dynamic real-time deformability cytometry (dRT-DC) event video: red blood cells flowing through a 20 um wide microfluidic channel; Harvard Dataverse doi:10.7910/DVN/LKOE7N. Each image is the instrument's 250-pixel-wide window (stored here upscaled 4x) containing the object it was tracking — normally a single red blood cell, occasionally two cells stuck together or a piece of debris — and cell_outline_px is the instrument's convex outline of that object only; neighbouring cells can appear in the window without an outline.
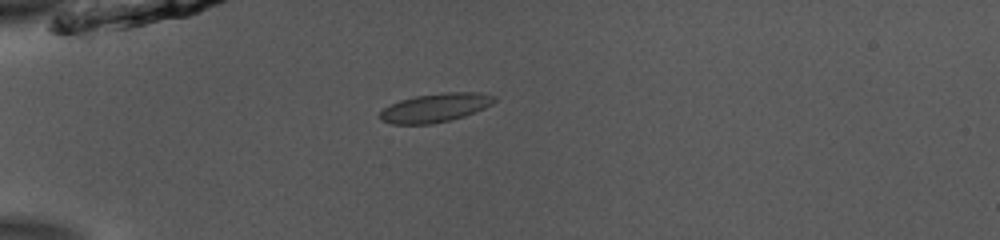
{"species": "common noctule bat (a hibernating species)", "species_latin": "Nyctalus noctula", "temperature_condition": "room temperature", "stored_images_in_passage": 38, "camera_frame_rate_fps": 3000, "um_per_image_px": 0.085, "animal": {"sex": "male", "body_mass_g": 13.0, "forearm_length_mm": 53.1}, "frame": {"image": 1, "passage_image": 1, "time_ms": 0.0, "image_size_px": [1000, 240], "cell_outline_px": [[496, 100], [492, 104], [484, 108], [464, 116], [432, 124], [392, 124], [380, 120], [380, 112], [384, 108], [400, 100], [416, 96], [444, 92], [480, 92], [496, 96]], "centroid_in_image_um": [37.01, 9.15], "position_along_channel_um": 48.0, "area_um2": 19.07}}
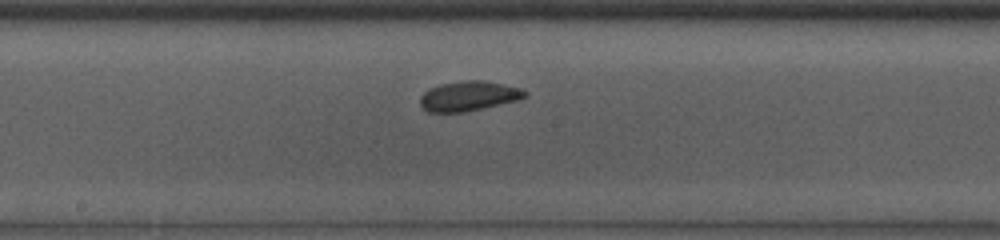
{"frame": {"image": 2, "passage_image": 15, "time_ms": 4.667, "image_size_px": [1000, 240], "cell_outline_px": [[528, 96], [520, 100], [464, 112], [428, 112], [420, 104], [420, 96], [428, 88], [440, 84], [464, 80], [484, 80], [520, 88], [528, 92]], "centroid_in_image_um": [39.85, 8.16], "position_along_channel_um": 208.3, "area_um2": 18.32}}
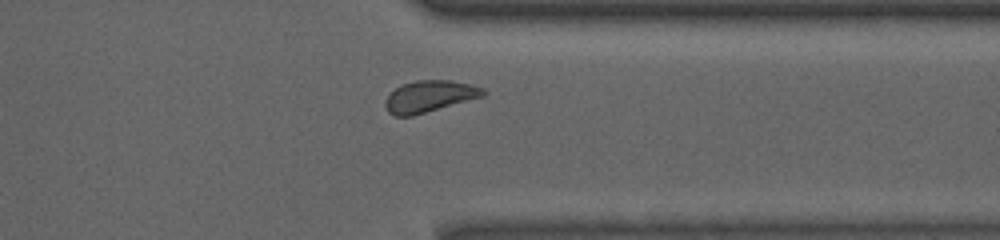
{"frame": {"image": 3, "passage_image": 28, "time_ms": 9.0, "image_size_px": [1000, 240], "cell_outline_px": [[488, 92], [484, 96], [412, 116], [392, 116], [388, 112], [384, 104], [384, 100], [396, 88], [404, 84], [416, 80], [452, 80], [472, 84], [484, 88]], "centroid_in_image_um": [36.53, 8.19], "position_along_channel_um": 374.9, "area_um2": 18.09}}